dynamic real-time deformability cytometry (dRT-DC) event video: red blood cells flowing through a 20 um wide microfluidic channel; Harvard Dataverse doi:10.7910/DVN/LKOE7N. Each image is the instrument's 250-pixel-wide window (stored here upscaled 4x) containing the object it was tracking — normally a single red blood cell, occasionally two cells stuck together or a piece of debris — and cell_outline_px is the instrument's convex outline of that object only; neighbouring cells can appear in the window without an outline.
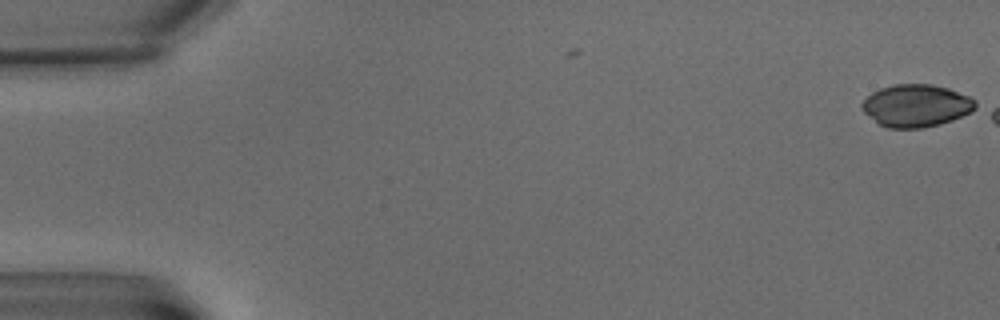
{"species": "common noctule bat (a hibernating species)", "species_latin": "Nyctalus noctula", "temperature_condition": "warm", "stored_images_in_passage": 2, "camera_frame_rate_fps": 3000, "um_per_image_px": 0.085, "animal": {"sex": "male", "body_mass_g": 15.6}, "frame": {"image": 1, "passage_image": 2, "time_ms": 1.0, "image_size_px": [1000, 320], "cell_outline_px": [[976, 108], [952, 120], [940, 124], [920, 128], [888, 128], [880, 124], [864, 112], [860, 104], [872, 92], [880, 88], [892, 84], [932, 84], [948, 88], [968, 96], [976, 100]], "centroid_in_image_um": [77.86, 8.97], "position_along_channel_um": 7.1, "area_um2": 27.86}}